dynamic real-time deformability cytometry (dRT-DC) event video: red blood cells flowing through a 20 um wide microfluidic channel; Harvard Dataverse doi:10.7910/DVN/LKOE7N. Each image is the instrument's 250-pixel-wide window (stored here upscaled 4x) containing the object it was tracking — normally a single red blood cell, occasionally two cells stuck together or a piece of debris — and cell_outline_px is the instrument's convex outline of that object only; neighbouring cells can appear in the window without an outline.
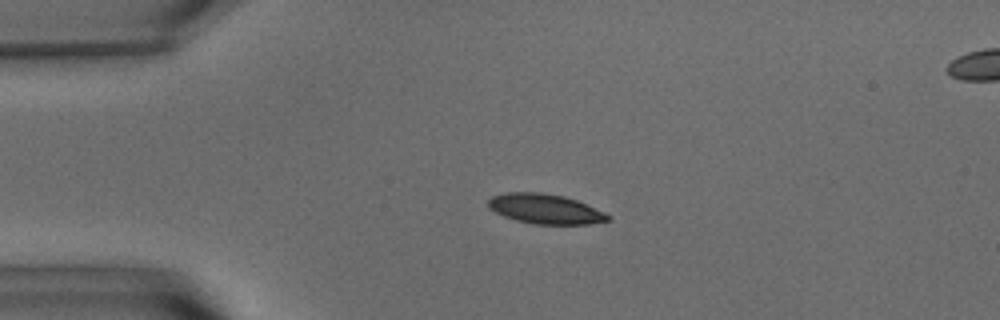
{"species": "common noctule bat (a hibernating species)", "species_latin": "Nyctalus noctula", "temperature_condition": "warm", "stored_images_in_passage": 44, "camera_frame_rate_fps": 3000, "um_per_image_px": 0.085, "animal": {"sex": "male", "body_mass_g": 15.6}, "frame": {"image": 1, "passage_image": 1, "time_ms": 0.0, "image_size_px": [1000, 320], "cell_outline_px": [[612, 220], [588, 224], [532, 224], [516, 220], [504, 216], [488, 208], [488, 200], [492, 196], [504, 192], [540, 192], [564, 196], [576, 200], [604, 212], [612, 216]], "centroid_in_image_um": [46.34, 17.76], "position_along_channel_um": 38.7, "area_um2": 20.87}}
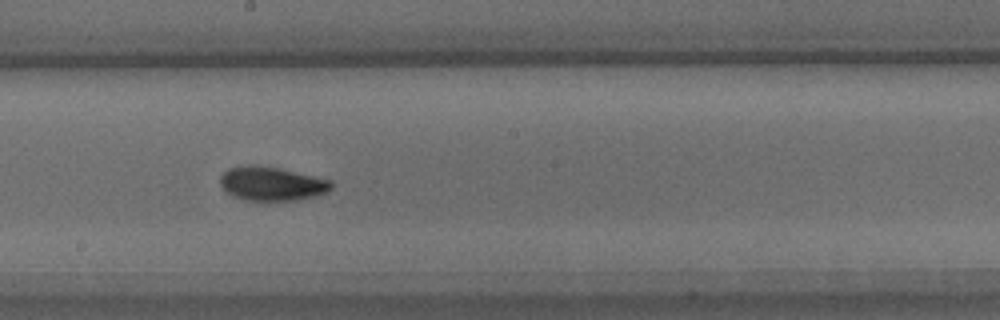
{"frame": {"image": 2, "passage_image": 19, "time_ms": 6.0, "image_size_px": [1000, 320], "cell_outline_px": [[332, 188], [316, 196], [296, 200], [244, 200], [232, 196], [220, 184], [220, 176], [228, 168], [248, 164], [256, 164], [280, 168], [332, 180]], "centroid_in_image_um": [23.08, 15.6], "position_along_channel_um": 225.1, "area_um2": 22.02}}
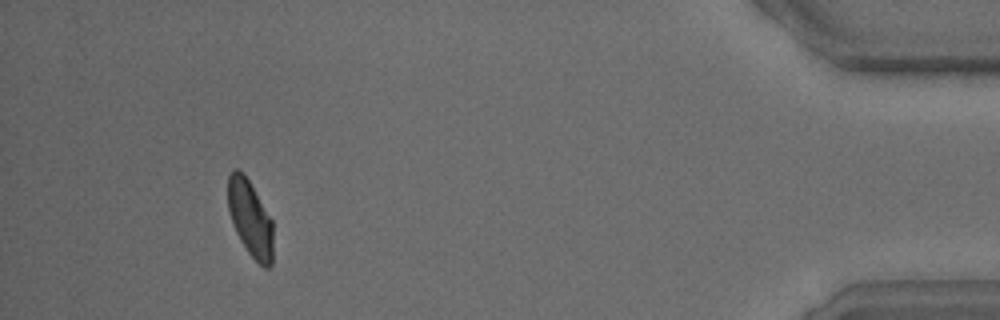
{"frame": {"image": 3, "passage_image": 40, "time_ms": 13.0, "image_size_px": [1000, 320], "cell_outline_px": [[272, 264], [268, 268], [264, 268], [248, 252], [240, 240], [232, 224], [228, 212], [228, 172], [232, 168], [240, 168], [244, 172], [272, 220]], "centroid_in_image_um": [21.23, 18.51], "position_along_channel_um": 414.0, "area_um2": 20.23}, "authors_computed_cell_mechanics": {"area_um2": 21.2704, "velocity_mm_per_s": 3.6174, "shape_relaxation_time_tau1_ms": 3.4369, "shape_relaxation_time_tau2_ms": 1.431, "deformation_change_tau1": 0.1423, "deformation_change_tau2": 0.0523}}